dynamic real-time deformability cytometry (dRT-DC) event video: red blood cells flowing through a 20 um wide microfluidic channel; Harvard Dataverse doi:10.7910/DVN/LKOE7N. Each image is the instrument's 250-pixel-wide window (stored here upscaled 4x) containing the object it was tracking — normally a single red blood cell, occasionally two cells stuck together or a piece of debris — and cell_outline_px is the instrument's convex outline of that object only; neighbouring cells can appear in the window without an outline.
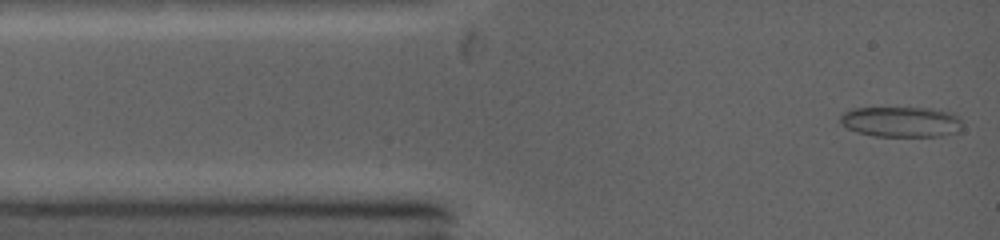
{"species": "common noctule bat (a hibernating species)", "species_latin": "Nyctalus noctula", "temperature_condition": "warm", "stored_images_in_passage": 74, "camera_frame_rate_fps": 5000, "um_per_image_px": 0.085, "animal": {"sex": "female", "body_mass_g": 19.0, "forearm_length_mm": 53.3}, "frame": {"image": 1, "passage_image": 1, "time_ms": 0.0, "image_size_px": [1000, 240], "cell_outline_px": [[960, 132], [944, 136], [872, 136], [856, 132], [840, 124], [840, 112], [852, 108], [932, 108], [952, 112], [960, 116]], "centroid_in_image_um": [76.59, 10.35], "position_along_channel_um": 8.4, "area_um2": 22.08}}
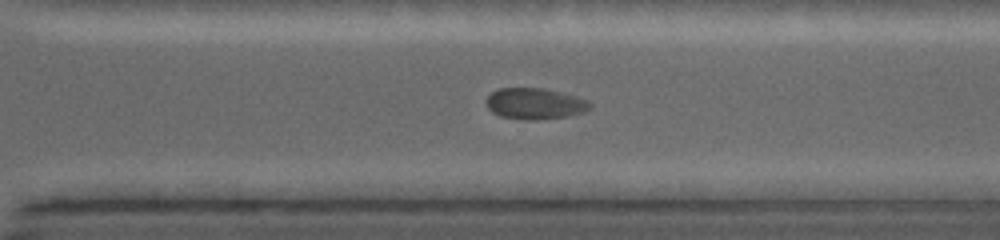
{"frame": {"image": 2, "passage_image": 44, "time_ms": 8.6, "image_size_px": [1000, 240], "cell_outline_px": [[592, 108], [584, 112], [568, 116], [536, 120], [524, 120], [500, 116], [492, 112], [488, 108], [484, 100], [492, 92], [500, 88], [544, 88], [576, 96], [588, 100], [592, 104]], "centroid_in_image_um": [45.47, 8.81], "position_along_channel_um": 325.1, "area_um2": 19.02}}
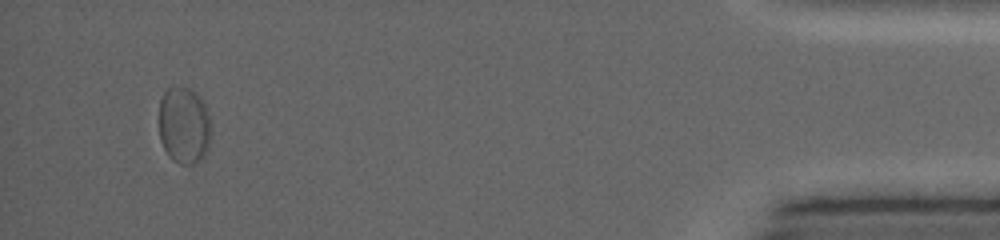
{"frame": {"image": 3, "passage_image": 66, "time_ms": 13.0, "image_size_px": [1000, 240], "cell_outline_px": [[208, 148], [204, 156], [200, 160], [192, 164], [180, 164], [172, 160], [168, 156], [160, 140], [160, 100], [164, 92], [168, 88], [188, 88], [196, 92], [200, 96], [208, 112]], "centroid_in_image_um": [15.62, 10.67], "position_along_channel_um": 419.6, "area_um2": 23.0}, "authors_computed_cell_mechanics": {"area_um2": 19.2474, "velocity_mm_per_s": 4.2843, "shape_relaxation_time_tau1_ms": 4.1915, "shape_relaxation_time_tau2_ms": 1.7247, "deformation_change_tau1": 0.0958, "deformation_change_tau2": 0.0477}}